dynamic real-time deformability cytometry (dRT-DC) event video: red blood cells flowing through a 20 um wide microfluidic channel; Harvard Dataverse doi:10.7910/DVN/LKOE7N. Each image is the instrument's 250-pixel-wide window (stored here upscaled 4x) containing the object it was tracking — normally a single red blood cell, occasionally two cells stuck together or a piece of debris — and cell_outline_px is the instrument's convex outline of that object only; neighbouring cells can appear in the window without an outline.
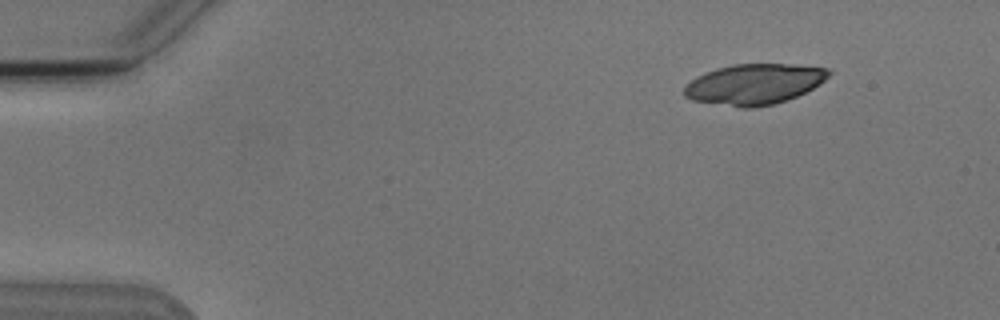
{"species": "Egyptian fruit bat (a non-hibernating species)", "species_latin": "Rousettus aegyptiacus", "temperature_condition": "cold", "stored_images_in_passage": 4, "camera_frame_rate_fps": 3000, "um_per_image_px": 0.085, "animal": {"sex": "male"}, "frame": {"image": 1, "passage_image": 2, "time_ms": 1.333, "image_size_px": [1000, 320], "cell_outline_px": [[832, 72], [820, 84], [796, 96], [772, 104], [752, 108], [744, 108], [692, 100], [684, 96], [684, 88], [696, 76], [716, 68], [732, 64], [792, 64], [828, 68]], "centroid_in_image_um": [64.1, 7.14], "position_along_channel_um": 20.9, "area_um2": 33.93}}